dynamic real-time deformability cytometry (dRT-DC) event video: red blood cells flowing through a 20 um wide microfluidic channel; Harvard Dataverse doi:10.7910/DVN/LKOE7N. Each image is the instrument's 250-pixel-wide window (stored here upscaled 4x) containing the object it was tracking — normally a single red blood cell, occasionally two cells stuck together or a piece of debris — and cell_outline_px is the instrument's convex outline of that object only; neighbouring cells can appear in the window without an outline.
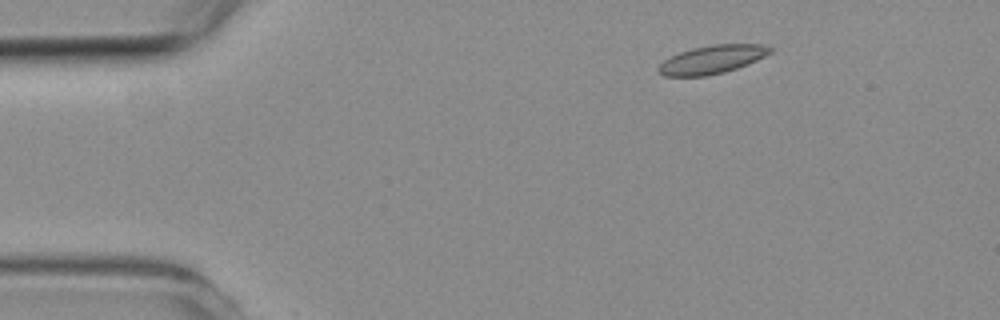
{"species": "common noctule bat (a hibernating species)", "species_latin": "Nyctalus noctula", "temperature_condition": "room temperature", "stored_images_in_passage": 4, "camera_frame_rate_fps": 3000, "um_per_image_px": 0.085, "animal": {"sex": "female", "body_mass_g": 19.3, "forearm_length_mm": 54.1}, "frame": {"image": 1, "passage_image": 2, "time_ms": 1.333, "image_size_px": [1000, 320], "cell_outline_px": [[772, 52], [748, 64], [724, 72], [704, 76], [664, 76], [656, 68], [664, 60], [680, 52], [692, 48], [712, 44], [760, 44], [772, 48]], "centroid_in_image_um": [60.52, 5.05], "position_along_channel_um": 24.5, "area_um2": 18.26}}